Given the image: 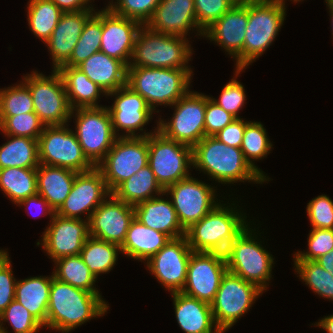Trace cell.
I'll return each mask as SVG.
<instances>
[{"label": "cell", "mask_w": 333, "mask_h": 333, "mask_svg": "<svg viewBox=\"0 0 333 333\" xmlns=\"http://www.w3.org/2000/svg\"><path fill=\"white\" fill-rule=\"evenodd\" d=\"M236 119L231 113L225 111L206 95L205 109V136H214L225 126Z\"/></svg>", "instance_id": "816d5d0a"}, {"label": "cell", "mask_w": 333, "mask_h": 333, "mask_svg": "<svg viewBox=\"0 0 333 333\" xmlns=\"http://www.w3.org/2000/svg\"><path fill=\"white\" fill-rule=\"evenodd\" d=\"M172 119H159L158 131L176 142L194 147L205 137L206 95L189 91L175 104Z\"/></svg>", "instance_id": "4fadbf2b"}, {"label": "cell", "mask_w": 333, "mask_h": 333, "mask_svg": "<svg viewBox=\"0 0 333 333\" xmlns=\"http://www.w3.org/2000/svg\"><path fill=\"white\" fill-rule=\"evenodd\" d=\"M285 9V3L280 0H257L248 4L243 70L271 46L284 23Z\"/></svg>", "instance_id": "52a82bcc"}, {"label": "cell", "mask_w": 333, "mask_h": 333, "mask_svg": "<svg viewBox=\"0 0 333 333\" xmlns=\"http://www.w3.org/2000/svg\"><path fill=\"white\" fill-rule=\"evenodd\" d=\"M193 167L221 184L266 180L245 160L240 148L228 146L215 136H205L192 148Z\"/></svg>", "instance_id": "7a4b0ae2"}, {"label": "cell", "mask_w": 333, "mask_h": 333, "mask_svg": "<svg viewBox=\"0 0 333 333\" xmlns=\"http://www.w3.org/2000/svg\"><path fill=\"white\" fill-rule=\"evenodd\" d=\"M248 122L249 121H244V119L236 118L232 123L225 126L214 136L220 142L228 146L240 148L242 145L245 127Z\"/></svg>", "instance_id": "f5cc1de1"}, {"label": "cell", "mask_w": 333, "mask_h": 333, "mask_svg": "<svg viewBox=\"0 0 333 333\" xmlns=\"http://www.w3.org/2000/svg\"><path fill=\"white\" fill-rule=\"evenodd\" d=\"M64 125L45 126L38 139L39 163L86 172L95 166L85 156L74 131Z\"/></svg>", "instance_id": "7c38bea8"}, {"label": "cell", "mask_w": 333, "mask_h": 333, "mask_svg": "<svg viewBox=\"0 0 333 333\" xmlns=\"http://www.w3.org/2000/svg\"><path fill=\"white\" fill-rule=\"evenodd\" d=\"M186 236L170 239L147 260V268L166 290L181 292L187 278L188 262L192 254Z\"/></svg>", "instance_id": "d6986e66"}, {"label": "cell", "mask_w": 333, "mask_h": 333, "mask_svg": "<svg viewBox=\"0 0 333 333\" xmlns=\"http://www.w3.org/2000/svg\"><path fill=\"white\" fill-rule=\"evenodd\" d=\"M255 231V228L247 226L230 244L225 258L227 271L255 284L264 292L272 278L274 258L256 241L258 236Z\"/></svg>", "instance_id": "8992f818"}, {"label": "cell", "mask_w": 333, "mask_h": 333, "mask_svg": "<svg viewBox=\"0 0 333 333\" xmlns=\"http://www.w3.org/2000/svg\"><path fill=\"white\" fill-rule=\"evenodd\" d=\"M118 252H121L119 245L89 236L79 255L98 278L101 273L104 274L113 269L118 260Z\"/></svg>", "instance_id": "d590c367"}, {"label": "cell", "mask_w": 333, "mask_h": 333, "mask_svg": "<svg viewBox=\"0 0 333 333\" xmlns=\"http://www.w3.org/2000/svg\"><path fill=\"white\" fill-rule=\"evenodd\" d=\"M45 125L35 112L15 116H0V130L5 135L39 139Z\"/></svg>", "instance_id": "7bdbcfd3"}, {"label": "cell", "mask_w": 333, "mask_h": 333, "mask_svg": "<svg viewBox=\"0 0 333 333\" xmlns=\"http://www.w3.org/2000/svg\"><path fill=\"white\" fill-rule=\"evenodd\" d=\"M135 217L133 205L117 199L112 193L91 214V237L121 246Z\"/></svg>", "instance_id": "44dd1931"}, {"label": "cell", "mask_w": 333, "mask_h": 333, "mask_svg": "<svg viewBox=\"0 0 333 333\" xmlns=\"http://www.w3.org/2000/svg\"><path fill=\"white\" fill-rule=\"evenodd\" d=\"M50 226L46 227L42 241L50 258L56 261L66 256L79 255L89 234V221L84 219L64 218L54 214L50 219Z\"/></svg>", "instance_id": "ffe728a7"}, {"label": "cell", "mask_w": 333, "mask_h": 333, "mask_svg": "<svg viewBox=\"0 0 333 333\" xmlns=\"http://www.w3.org/2000/svg\"><path fill=\"white\" fill-rule=\"evenodd\" d=\"M216 192L213 186L192 176L180 180L164 190L165 194L171 195L172 205L185 231L220 203L221 200L218 202L215 197Z\"/></svg>", "instance_id": "9a60e30c"}, {"label": "cell", "mask_w": 333, "mask_h": 333, "mask_svg": "<svg viewBox=\"0 0 333 333\" xmlns=\"http://www.w3.org/2000/svg\"><path fill=\"white\" fill-rule=\"evenodd\" d=\"M314 325L321 327L327 333H333V314L327 317L325 316Z\"/></svg>", "instance_id": "6f0895ef"}, {"label": "cell", "mask_w": 333, "mask_h": 333, "mask_svg": "<svg viewBox=\"0 0 333 333\" xmlns=\"http://www.w3.org/2000/svg\"><path fill=\"white\" fill-rule=\"evenodd\" d=\"M192 47L187 38L166 35L143 25L135 40L128 67L191 69Z\"/></svg>", "instance_id": "5b68a950"}, {"label": "cell", "mask_w": 333, "mask_h": 333, "mask_svg": "<svg viewBox=\"0 0 333 333\" xmlns=\"http://www.w3.org/2000/svg\"><path fill=\"white\" fill-rule=\"evenodd\" d=\"M9 322L14 333H37L43 325L15 299L0 314V331L8 333L3 322Z\"/></svg>", "instance_id": "ee69618b"}, {"label": "cell", "mask_w": 333, "mask_h": 333, "mask_svg": "<svg viewBox=\"0 0 333 333\" xmlns=\"http://www.w3.org/2000/svg\"><path fill=\"white\" fill-rule=\"evenodd\" d=\"M247 23L248 4L233 5L203 34V37L217 43L236 60L235 69H243V45Z\"/></svg>", "instance_id": "603a6c76"}, {"label": "cell", "mask_w": 333, "mask_h": 333, "mask_svg": "<svg viewBox=\"0 0 333 333\" xmlns=\"http://www.w3.org/2000/svg\"><path fill=\"white\" fill-rule=\"evenodd\" d=\"M23 77L32 96L34 112L40 121L45 126L68 124L72 108L59 72L53 69L51 75L44 76L38 71H32Z\"/></svg>", "instance_id": "ba28073f"}, {"label": "cell", "mask_w": 333, "mask_h": 333, "mask_svg": "<svg viewBox=\"0 0 333 333\" xmlns=\"http://www.w3.org/2000/svg\"><path fill=\"white\" fill-rule=\"evenodd\" d=\"M307 239L308 250L295 252L293 260L315 261L333 249V229L312 228Z\"/></svg>", "instance_id": "bcb514c9"}, {"label": "cell", "mask_w": 333, "mask_h": 333, "mask_svg": "<svg viewBox=\"0 0 333 333\" xmlns=\"http://www.w3.org/2000/svg\"><path fill=\"white\" fill-rule=\"evenodd\" d=\"M53 277L88 292L99 293L94 287L97 277L89 270L80 255L66 256L54 261Z\"/></svg>", "instance_id": "8d00e7d4"}, {"label": "cell", "mask_w": 333, "mask_h": 333, "mask_svg": "<svg viewBox=\"0 0 333 333\" xmlns=\"http://www.w3.org/2000/svg\"><path fill=\"white\" fill-rule=\"evenodd\" d=\"M100 293L73 287L53 277L49 292L46 327L62 333L102 317L109 306Z\"/></svg>", "instance_id": "6da1fadb"}, {"label": "cell", "mask_w": 333, "mask_h": 333, "mask_svg": "<svg viewBox=\"0 0 333 333\" xmlns=\"http://www.w3.org/2000/svg\"><path fill=\"white\" fill-rule=\"evenodd\" d=\"M225 205L220 202L186 230L185 236L193 252L225 255L230 244L249 225L245 220L247 216L237 210V206Z\"/></svg>", "instance_id": "3957f363"}, {"label": "cell", "mask_w": 333, "mask_h": 333, "mask_svg": "<svg viewBox=\"0 0 333 333\" xmlns=\"http://www.w3.org/2000/svg\"><path fill=\"white\" fill-rule=\"evenodd\" d=\"M320 266L328 271L333 276V249L325 255L320 256L315 260Z\"/></svg>", "instance_id": "9f6ffc18"}, {"label": "cell", "mask_w": 333, "mask_h": 333, "mask_svg": "<svg viewBox=\"0 0 333 333\" xmlns=\"http://www.w3.org/2000/svg\"><path fill=\"white\" fill-rule=\"evenodd\" d=\"M0 146V169L9 167L37 168L39 166L38 140L29 137L5 135Z\"/></svg>", "instance_id": "836d02e7"}, {"label": "cell", "mask_w": 333, "mask_h": 333, "mask_svg": "<svg viewBox=\"0 0 333 333\" xmlns=\"http://www.w3.org/2000/svg\"><path fill=\"white\" fill-rule=\"evenodd\" d=\"M28 2L27 19L30 30L45 43L56 28L63 11L50 0H29Z\"/></svg>", "instance_id": "74e56055"}, {"label": "cell", "mask_w": 333, "mask_h": 333, "mask_svg": "<svg viewBox=\"0 0 333 333\" xmlns=\"http://www.w3.org/2000/svg\"><path fill=\"white\" fill-rule=\"evenodd\" d=\"M263 294L255 284L227 271L211 305L212 315L217 328L226 332L249 311L255 299Z\"/></svg>", "instance_id": "8fae6325"}, {"label": "cell", "mask_w": 333, "mask_h": 333, "mask_svg": "<svg viewBox=\"0 0 333 333\" xmlns=\"http://www.w3.org/2000/svg\"><path fill=\"white\" fill-rule=\"evenodd\" d=\"M192 69L128 67L127 85L155 111L157 105L172 107L190 90Z\"/></svg>", "instance_id": "277c9868"}, {"label": "cell", "mask_w": 333, "mask_h": 333, "mask_svg": "<svg viewBox=\"0 0 333 333\" xmlns=\"http://www.w3.org/2000/svg\"><path fill=\"white\" fill-rule=\"evenodd\" d=\"M295 3H297V2H300V1H302V0H293Z\"/></svg>", "instance_id": "6125c7cd"}, {"label": "cell", "mask_w": 333, "mask_h": 333, "mask_svg": "<svg viewBox=\"0 0 333 333\" xmlns=\"http://www.w3.org/2000/svg\"><path fill=\"white\" fill-rule=\"evenodd\" d=\"M95 10L63 12L50 38L45 42L52 56L53 69L57 70L69 59L87 20Z\"/></svg>", "instance_id": "d4e9b609"}, {"label": "cell", "mask_w": 333, "mask_h": 333, "mask_svg": "<svg viewBox=\"0 0 333 333\" xmlns=\"http://www.w3.org/2000/svg\"><path fill=\"white\" fill-rule=\"evenodd\" d=\"M110 194L106 181L97 167L86 172H78L70 194L55 214L64 218L82 219L81 214L85 213V220L89 221L91 214Z\"/></svg>", "instance_id": "ac0fdd59"}, {"label": "cell", "mask_w": 333, "mask_h": 333, "mask_svg": "<svg viewBox=\"0 0 333 333\" xmlns=\"http://www.w3.org/2000/svg\"><path fill=\"white\" fill-rule=\"evenodd\" d=\"M148 165L165 190L191 175L192 147L168 139L157 130L148 136Z\"/></svg>", "instance_id": "9c48e42d"}, {"label": "cell", "mask_w": 333, "mask_h": 333, "mask_svg": "<svg viewBox=\"0 0 333 333\" xmlns=\"http://www.w3.org/2000/svg\"><path fill=\"white\" fill-rule=\"evenodd\" d=\"M28 112H34V105L30 90L23 81L0 89V116H15Z\"/></svg>", "instance_id": "b9f144b4"}, {"label": "cell", "mask_w": 333, "mask_h": 333, "mask_svg": "<svg viewBox=\"0 0 333 333\" xmlns=\"http://www.w3.org/2000/svg\"><path fill=\"white\" fill-rule=\"evenodd\" d=\"M145 26L155 32L184 38L193 28H197L198 35L204 34L197 24L194 0H161Z\"/></svg>", "instance_id": "cb8c5ba5"}, {"label": "cell", "mask_w": 333, "mask_h": 333, "mask_svg": "<svg viewBox=\"0 0 333 333\" xmlns=\"http://www.w3.org/2000/svg\"><path fill=\"white\" fill-rule=\"evenodd\" d=\"M77 67L106 94L127 85L128 67L101 51L94 53Z\"/></svg>", "instance_id": "83f0119b"}, {"label": "cell", "mask_w": 333, "mask_h": 333, "mask_svg": "<svg viewBox=\"0 0 333 333\" xmlns=\"http://www.w3.org/2000/svg\"><path fill=\"white\" fill-rule=\"evenodd\" d=\"M106 96H114L115 101L109 108L107 107L114 133L117 137H148L155 133L158 127H155L153 132H145L142 134L135 133L137 130L143 131V127L152 119V114L155 113L147 104L146 100L133 91L128 85L108 93ZM126 131V135H120L119 131Z\"/></svg>", "instance_id": "e0dca14e"}, {"label": "cell", "mask_w": 333, "mask_h": 333, "mask_svg": "<svg viewBox=\"0 0 333 333\" xmlns=\"http://www.w3.org/2000/svg\"><path fill=\"white\" fill-rule=\"evenodd\" d=\"M54 2L63 12H77L84 10H94L89 5L91 0H50ZM94 1V0H93Z\"/></svg>", "instance_id": "db71d44e"}, {"label": "cell", "mask_w": 333, "mask_h": 333, "mask_svg": "<svg viewBox=\"0 0 333 333\" xmlns=\"http://www.w3.org/2000/svg\"><path fill=\"white\" fill-rule=\"evenodd\" d=\"M312 228L333 229V201L327 195L313 198L306 207Z\"/></svg>", "instance_id": "681fc988"}, {"label": "cell", "mask_w": 333, "mask_h": 333, "mask_svg": "<svg viewBox=\"0 0 333 333\" xmlns=\"http://www.w3.org/2000/svg\"><path fill=\"white\" fill-rule=\"evenodd\" d=\"M0 190L14 204L37 194V168L9 167L0 169Z\"/></svg>", "instance_id": "e575fe53"}, {"label": "cell", "mask_w": 333, "mask_h": 333, "mask_svg": "<svg viewBox=\"0 0 333 333\" xmlns=\"http://www.w3.org/2000/svg\"><path fill=\"white\" fill-rule=\"evenodd\" d=\"M102 36V10L87 20L70 59L63 66L77 67L88 57L100 51Z\"/></svg>", "instance_id": "f35d334b"}, {"label": "cell", "mask_w": 333, "mask_h": 333, "mask_svg": "<svg viewBox=\"0 0 333 333\" xmlns=\"http://www.w3.org/2000/svg\"><path fill=\"white\" fill-rule=\"evenodd\" d=\"M327 8L329 9V12H330V16H331L330 18H331V22H332V32H333V5H329Z\"/></svg>", "instance_id": "91938a15"}, {"label": "cell", "mask_w": 333, "mask_h": 333, "mask_svg": "<svg viewBox=\"0 0 333 333\" xmlns=\"http://www.w3.org/2000/svg\"><path fill=\"white\" fill-rule=\"evenodd\" d=\"M243 69H236L235 77L232 78L223 88L219 99L211 98L218 106L223 108L225 111L231 113L236 118H240L238 115L239 110L245 104V89L244 86L238 80L234 79L238 77L239 73Z\"/></svg>", "instance_id": "7dc6e473"}, {"label": "cell", "mask_w": 333, "mask_h": 333, "mask_svg": "<svg viewBox=\"0 0 333 333\" xmlns=\"http://www.w3.org/2000/svg\"><path fill=\"white\" fill-rule=\"evenodd\" d=\"M134 207L135 218L145 226L168 235L171 239L185 236L171 200L161 195L142 201Z\"/></svg>", "instance_id": "4316f807"}, {"label": "cell", "mask_w": 333, "mask_h": 333, "mask_svg": "<svg viewBox=\"0 0 333 333\" xmlns=\"http://www.w3.org/2000/svg\"><path fill=\"white\" fill-rule=\"evenodd\" d=\"M73 116H76L77 140L87 159L96 167L118 138L109 111L106 106L81 107L72 109L70 118Z\"/></svg>", "instance_id": "30bf717a"}, {"label": "cell", "mask_w": 333, "mask_h": 333, "mask_svg": "<svg viewBox=\"0 0 333 333\" xmlns=\"http://www.w3.org/2000/svg\"><path fill=\"white\" fill-rule=\"evenodd\" d=\"M77 173L63 167L42 164L37 167V193L55 212L70 194Z\"/></svg>", "instance_id": "f1b7e54d"}, {"label": "cell", "mask_w": 333, "mask_h": 333, "mask_svg": "<svg viewBox=\"0 0 333 333\" xmlns=\"http://www.w3.org/2000/svg\"><path fill=\"white\" fill-rule=\"evenodd\" d=\"M110 1L108 8L117 15L133 19L146 25L161 0H116ZM114 3V4H113Z\"/></svg>", "instance_id": "f6af8a7d"}, {"label": "cell", "mask_w": 333, "mask_h": 333, "mask_svg": "<svg viewBox=\"0 0 333 333\" xmlns=\"http://www.w3.org/2000/svg\"><path fill=\"white\" fill-rule=\"evenodd\" d=\"M226 272L225 255L192 252L187 267L186 283L181 292L211 304Z\"/></svg>", "instance_id": "2e32d148"}, {"label": "cell", "mask_w": 333, "mask_h": 333, "mask_svg": "<svg viewBox=\"0 0 333 333\" xmlns=\"http://www.w3.org/2000/svg\"><path fill=\"white\" fill-rule=\"evenodd\" d=\"M233 5L230 0H194L198 27L204 32Z\"/></svg>", "instance_id": "c3c4849f"}, {"label": "cell", "mask_w": 333, "mask_h": 333, "mask_svg": "<svg viewBox=\"0 0 333 333\" xmlns=\"http://www.w3.org/2000/svg\"><path fill=\"white\" fill-rule=\"evenodd\" d=\"M171 238L151 229L134 217L127 230L121 253L132 259L147 261L164 247Z\"/></svg>", "instance_id": "f546056e"}, {"label": "cell", "mask_w": 333, "mask_h": 333, "mask_svg": "<svg viewBox=\"0 0 333 333\" xmlns=\"http://www.w3.org/2000/svg\"><path fill=\"white\" fill-rule=\"evenodd\" d=\"M148 165V137H118L96 166L112 193L122 182Z\"/></svg>", "instance_id": "5bb4252c"}, {"label": "cell", "mask_w": 333, "mask_h": 333, "mask_svg": "<svg viewBox=\"0 0 333 333\" xmlns=\"http://www.w3.org/2000/svg\"><path fill=\"white\" fill-rule=\"evenodd\" d=\"M9 254L0 250V314L15 299V286L17 280L14 278Z\"/></svg>", "instance_id": "f907efd6"}, {"label": "cell", "mask_w": 333, "mask_h": 333, "mask_svg": "<svg viewBox=\"0 0 333 333\" xmlns=\"http://www.w3.org/2000/svg\"><path fill=\"white\" fill-rule=\"evenodd\" d=\"M51 276L29 277L16 282L15 300L46 328Z\"/></svg>", "instance_id": "1f68e13d"}, {"label": "cell", "mask_w": 333, "mask_h": 333, "mask_svg": "<svg viewBox=\"0 0 333 333\" xmlns=\"http://www.w3.org/2000/svg\"><path fill=\"white\" fill-rule=\"evenodd\" d=\"M240 149L243 152L245 160L254 168L266 181L268 177L253 162L261 160L272 150V143L267 137L266 129L260 122H248L245 127L242 145Z\"/></svg>", "instance_id": "ab89813d"}, {"label": "cell", "mask_w": 333, "mask_h": 333, "mask_svg": "<svg viewBox=\"0 0 333 333\" xmlns=\"http://www.w3.org/2000/svg\"><path fill=\"white\" fill-rule=\"evenodd\" d=\"M325 2L327 6L333 5V0H325Z\"/></svg>", "instance_id": "94428289"}, {"label": "cell", "mask_w": 333, "mask_h": 333, "mask_svg": "<svg viewBox=\"0 0 333 333\" xmlns=\"http://www.w3.org/2000/svg\"><path fill=\"white\" fill-rule=\"evenodd\" d=\"M64 83L69 104L72 109L81 107H101L97 102L101 93L107 95L92 82L78 67L61 66L57 69ZM97 102V103H96Z\"/></svg>", "instance_id": "4dcf8cb0"}, {"label": "cell", "mask_w": 333, "mask_h": 333, "mask_svg": "<svg viewBox=\"0 0 333 333\" xmlns=\"http://www.w3.org/2000/svg\"><path fill=\"white\" fill-rule=\"evenodd\" d=\"M234 5H247L257 0H230Z\"/></svg>", "instance_id": "680465c9"}, {"label": "cell", "mask_w": 333, "mask_h": 333, "mask_svg": "<svg viewBox=\"0 0 333 333\" xmlns=\"http://www.w3.org/2000/svg\"><path fill=\"white\" fill-rule=\"evenodd\" d=\"M171 296L177 323L185 333H222L214 322L210 304L183 292Z\"/></svg>", "instance_id": "484cf974"}, {"label": "cell", "mask_w": 333, "mask_h": 333, "mask_svg": "<svg viewBox=\"0 0 333 333\" xmlns=\"http://www.w3.org/2000/svg\"><path fill=\"white\" fill-rule=\"evenodd\" d=\"M142 26L136 20L115 14L106 6L102 10L100 51L128 67L136 36Z\"/></svg>", "instance_id": "7402d4cb"}, {"label": "cell", "mask_w": 333, "mask_h": 333, "mask_svg": "<svg viewBox=\"0 0 333 333\" xmlns=\"http://www.w3.org/2000/svg\"><path fill=\"white\" fill-rule=\"evenodd\" d=\"M17 205L20 207L25 205L26 208L31 205H34V207L38 205L37 207H39L43 213L50 215V218L55 214V211L49 206L48 201L38 193L21 200Z\"/></svg>", "instance_id": "11a10c76"}, {"label": "cell", "mask_w": 333, "mask_h": 333, "mask_svg": "<svg viewBox=\"0 0 333 333\" xmlns=\"http://www.w3.org/2000/svg\"><path fill=\"white\" fill-rule=\"evenodd\" d=\"M299 278L317 295L333 300V276L315 261L293 260Z\"/></svg>", "instance_id": "60d3db41"}, {"label": "cell", "mask_w": 333, "mask_h": 333, "mask_svg": "<svg viewBox=\"0 0 333 333\" xmlns=\"http://www.w3.org/2000/svg\"><path fill=\"white\" fill-rule=\"evenodd\" d=\"M112 194L117 199L133 206L156 196L166 195L149 165L122 182Z\"/></svg>", "instance_id": "d6a6232c"}]
</instances>
